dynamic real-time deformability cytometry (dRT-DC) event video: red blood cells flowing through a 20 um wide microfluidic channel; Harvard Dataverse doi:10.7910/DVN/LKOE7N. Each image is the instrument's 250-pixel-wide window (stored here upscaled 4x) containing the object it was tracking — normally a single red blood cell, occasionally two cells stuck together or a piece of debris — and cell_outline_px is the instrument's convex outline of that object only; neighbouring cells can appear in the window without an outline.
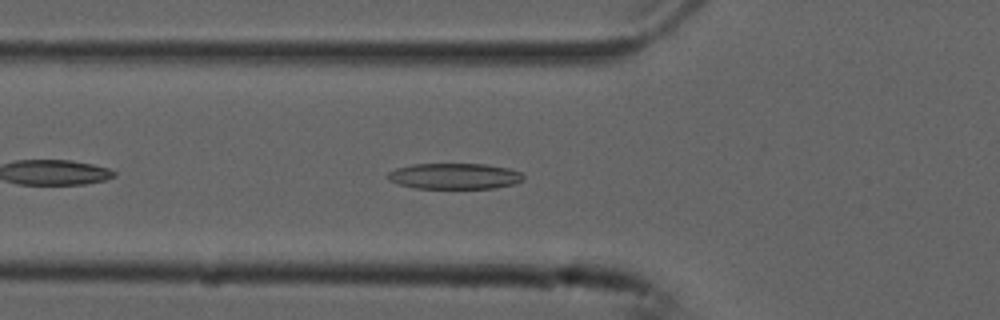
{"species": "common noctule bat (a hibernating species)", "species_latin": "Nyctalus noctula", "temperature_condition": "cold", "stored_images_in_passage": 32, "camera_frame_rate_fps": 3000, "um_per_image_px": 0.085, "animal": {"sex": "male", "forearm_length_mm": 52.5}, "frame": {"image": 1, "passage_image": 6, "time_ms": 1.667, "image_size_px": [1000, 320], "cell_outline_px": [[524, 180], [516, 184], [496, 188], [416, 188], [400, 184], [388, 180], [388, 172], [396, 168], [412, 164], [488, 164], [508, 168], [520, 172], [524, 176]], "centroid_in_image_um": [38.67, 14.97], "position_along_channel_um": 87.1, "area_um2": 20.52}}
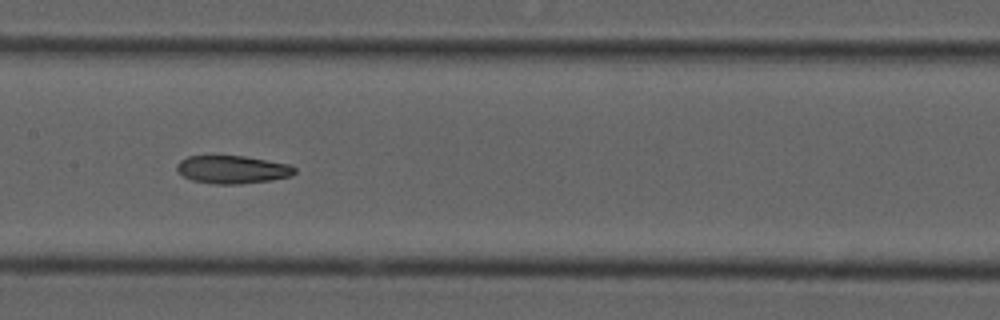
{"frame": {"image": 2, "passage_image": 14, "time_ms": 4.333, "image_size_px": [1000, 320], "cell_outline_px": [[296, 172], [292, 176], [272, 180], [240, 184], [212, 184], [192, 180], [184, 176], [176, 168], [176, 164], [180, 160], [188, 156], [244, 156], [292, 164], [296, 168]], "centroid_in_image_um": [19.8, 14.41], "position_along_channel_um": 187.6, "area_um2": 19.36}}
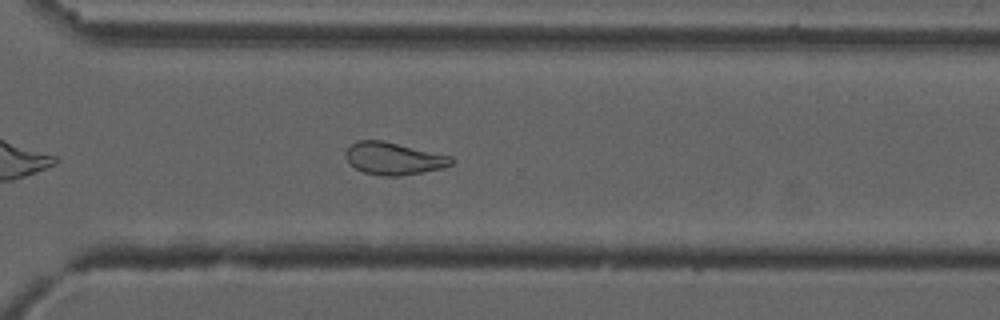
{"frame": {"image": 3, "passage_image": 26, "time_ms": 8.333, "image_size_px": [1000, 320], "cell_outline_px": [[456, 160], [452, 164], [444, 168], [424, 172], [400, 176], [384, 176], [364, 172], [356, 168], [344, 156], [344, 152], [356, 140], [380, 140], [452, 156]], "centroid_in_image_um": [33.49, 13.48], "position_along_channel_um": 337.1, "area_um2": 19.88}, "authors_computed_cell_mechanics": {"area_um2": 19.9988, "velocity_mm_per_s": 3.7443, "shape_relaxation_time_tau1_ms": null, "shape_relaxation_time_tau2_ms": 3.0301, "deformation_change_tau1": null, "deformation_change_tau2": 0.1052}}